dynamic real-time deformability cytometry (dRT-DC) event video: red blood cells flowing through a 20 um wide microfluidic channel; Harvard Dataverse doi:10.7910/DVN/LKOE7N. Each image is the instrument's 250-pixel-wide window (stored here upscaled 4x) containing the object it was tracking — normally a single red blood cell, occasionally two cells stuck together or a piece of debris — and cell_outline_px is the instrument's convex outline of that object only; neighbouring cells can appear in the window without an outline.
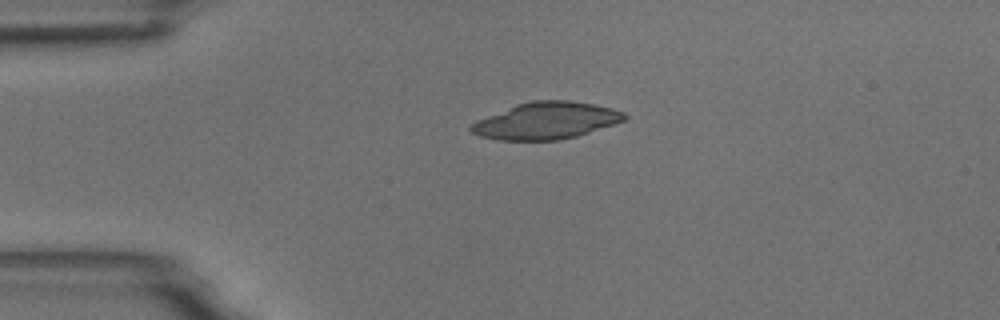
{"species": "common noctule bat (a hibernating species)", "species_latin": "Nyctalus noctula", "temperature_condition": "room temperature", "stored_images_in_passage": 2, "camera_frame_rate_fps": 3000, "um_per_image_px": 0.085, "animal": {"sex": "male", "body_mass_g": 18.8}, "frame": {"image": 1, "passage_image": 1, "time_ms": 0.0, "image_size_px": [1000, 320], "cell_outline_px": [[628, 116], [624, 120], [576, 136], [560, 140], [500, 140], [480, 136], [472, 132], [468, 128], [476, 120], [516, 104], [532, 100], [572, 100], [612, 108], [624, 112]], "centroid_in_image_um": [46.39, 10.25], "position_along_channel_um": 38.6, "area_um2": 32.77}}